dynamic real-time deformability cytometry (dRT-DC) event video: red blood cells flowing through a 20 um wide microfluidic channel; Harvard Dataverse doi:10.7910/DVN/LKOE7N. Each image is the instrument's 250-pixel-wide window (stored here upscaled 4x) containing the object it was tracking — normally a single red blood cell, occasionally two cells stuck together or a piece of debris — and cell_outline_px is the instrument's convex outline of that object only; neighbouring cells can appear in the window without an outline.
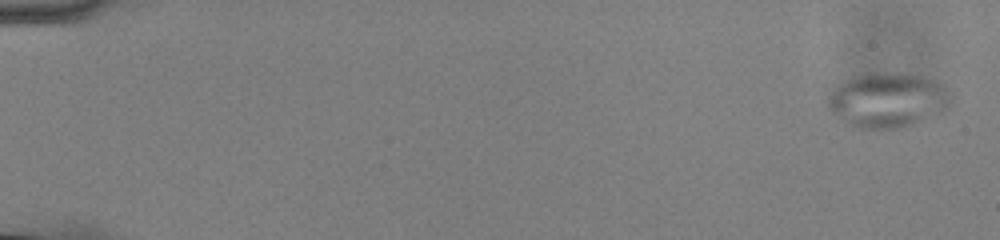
{"species": "common noctule bat (a hibernating species)", "species_latin": "Nyctalus noctula", "temperature_condition": "cold", "stored_images_in_passage": 55, "camera_frame_rate_fps": 3000, "um_per_image_px": 0.085, "animal": {"sex": "male", "body_mass_g": 13.0, "forearm_length_mm": 53.1}, "frame": {"image": 1, "passage_image": 1, "time_ms": 0.0, "image_size_px": [1000, 240], "cell_outline_px": [[952, 104], [948, 112], [944, 116], [900, 128], [852, 128], [844, 124], [828, 108], [828, 100], [836, 88], [844, 80], [856, 76], [884, 72], [920, 76], [932, 80], [948, 88], [952, 92]], "centroid_in_image_um": [75.56, 8.56], "position_along_channel_um": 9.4, "area_um2": 39.94}}
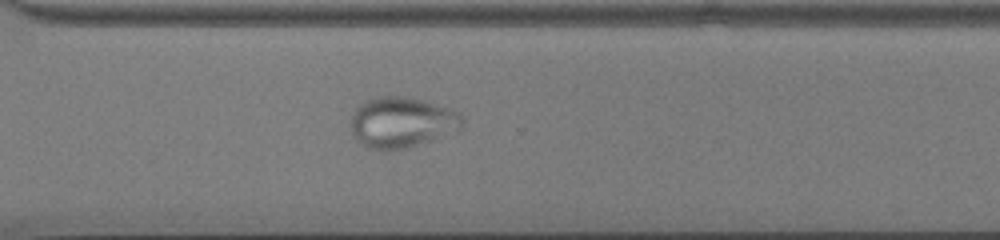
{"frame": {"image": 2, "passage_image": 41, "time_ms": 13.333, "image_size_px": [1000, 240], "cell_outline_px": [[464, 128], [460, 132], [392, 152], [384, 152], [364, 148], [352, 136], [352, 116], [356, 108], [360, 104], [368, 100], [380, 96], [404, 96], [424, 100], [460, 112], [464, 120]], "centroid_in_image_um": [34.19, 10.45], "position_along_channel_um": 336.4, "area_um2": 33.87}}
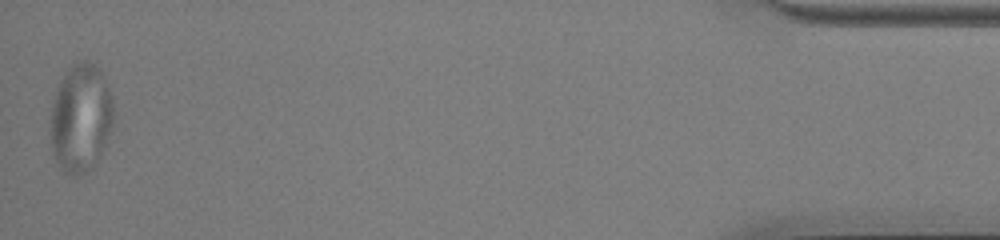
{"frame": {"image": 3, "passage_image": 55, "time_ms": 18.0, "image_size_px": [1000, 240], "cell_outline_px": [[112, 124], [108, 136], [100, 156], [96, 164], [92, 168], [76, 176], [72, 176], [64, 172], [56, 160], [52, 152], [52, 100], [56, 88], [60, 80], [68, 68], [76, 60], [88, 60], [100, 68], [104, 76], [112, 96]], "centroid_in_image_um": [6.87, 9.99], "position_along_channel_um": 428.3, "area_um2": 39.82}}